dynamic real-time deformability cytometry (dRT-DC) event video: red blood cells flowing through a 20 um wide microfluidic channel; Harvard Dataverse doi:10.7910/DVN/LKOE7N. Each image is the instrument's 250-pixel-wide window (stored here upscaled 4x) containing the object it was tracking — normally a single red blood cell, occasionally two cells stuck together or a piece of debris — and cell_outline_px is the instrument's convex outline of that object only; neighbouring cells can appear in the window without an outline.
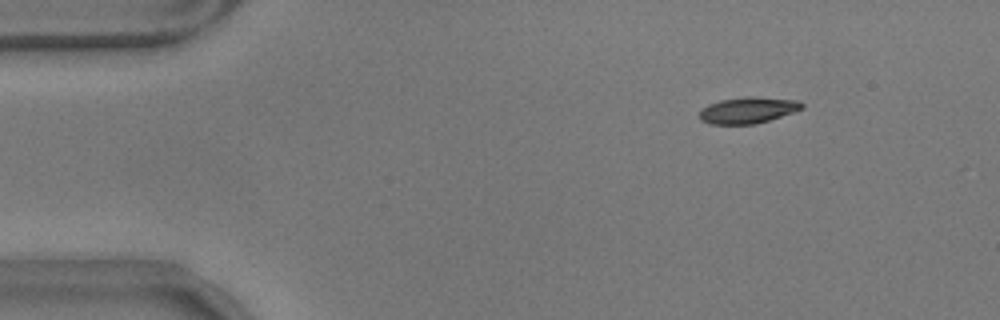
{"species": "common noctule bat (a hibernating species)", "species_latin": "Nyctalus noctula", "temperature_condition": "warm", "stored_images_in_passage": 10, "camera_frame_rate_fps": 3000, "um_per_image_px": 0.085, "animal": {"sex": "male", "body_mass_g": 17.9}, "frame": {"image": 1, "passage_image": 1, "time_ms": 0.0, "image_size_px": [1000, 320], "cell_outline_px": [[804, 108], [756, 124], [708, 124], [700, 120], [700, 108], [708, 104], [720, 100], [748, 96], [752, 96], [800, 100], [804, 104]], "centroid_in_image_um": [63.55, 9.36], "position_along_channel_um": 21.4, "area_um2": 15.78}}